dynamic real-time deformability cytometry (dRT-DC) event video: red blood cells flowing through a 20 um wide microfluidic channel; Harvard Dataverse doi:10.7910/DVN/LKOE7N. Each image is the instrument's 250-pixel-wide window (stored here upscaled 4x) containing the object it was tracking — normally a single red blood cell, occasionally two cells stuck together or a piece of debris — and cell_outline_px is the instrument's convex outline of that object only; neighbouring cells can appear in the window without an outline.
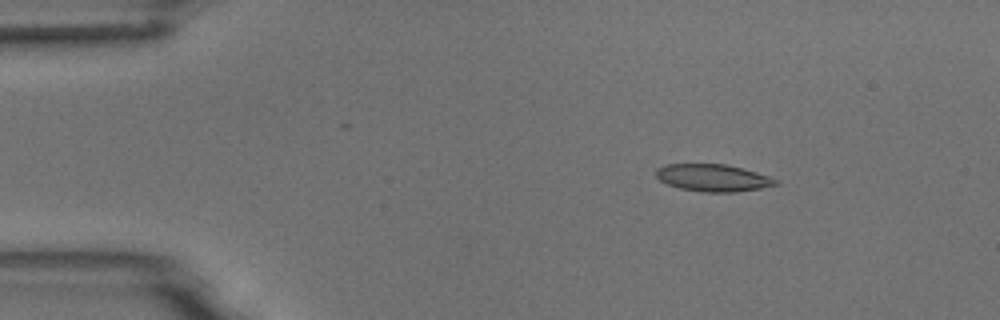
{"species": "common noctule bat (a hibernating species)", "species_latin": "Nyctalus noctula", "temperature_condition": "room temperature", "stored_images_in_passage": 47, "camera_frame_rate_fps": 3000, "um_per_image_px": 0.085, "animal": {"sex": "male", "body_mass_g": 18.8}, "frame": {"image": 1, "passage_image": 1, "time_ms": 0.0, "image_size_px": [1000, 320], "cell_outline_px": [[780, 184], [760, 188], [736, 192], [704, 192], [680, 188], [668, 184], [660, 180], [656, 176], [656, 168], [668, 164], [728, 164], [744, 168], [780, 180]], "centroid_in_image_um": [60.64, 15.11], "position_along_channel_um": 24.4, "area_um2": 19.02}}
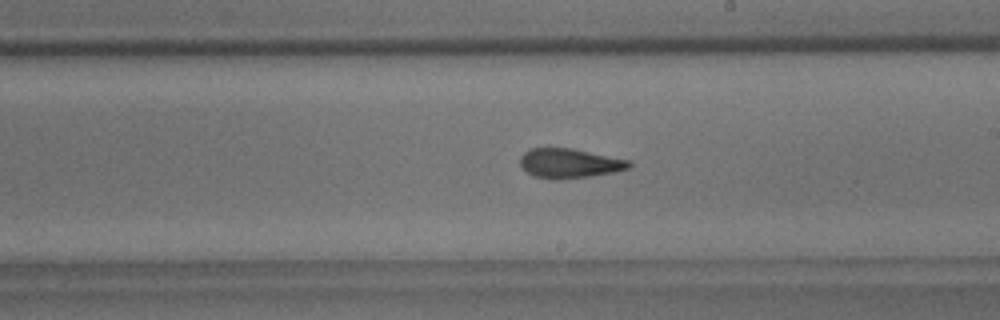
{"frame": {"image": 2, "passage_image": 24, "time_ms": 7.667, "image_size_px": [1000, 320], "cell_outline_px": [[632, 164], [628, 168], [616, 172], [560, 180], [556, 180], [532, 176], [520, 164], [520, 156], [528, 148], [572, 148], [628, 160]], "centroid_in_image_um": [48.37, 13.88], "position_along_channel_um": 240.6, "area_um2": 18.73}}
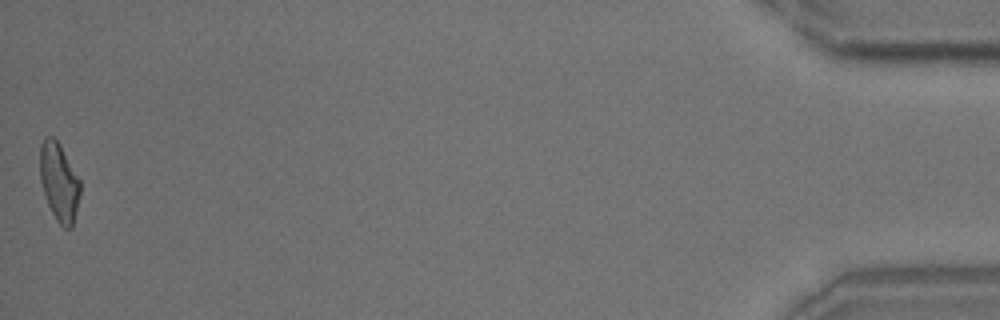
{"frame": {"image": 3, "passage_image": 47, "time_ms": 15.333, "image_size_px": [1000, 320], "cell_outline_px": [[80, 192], [72, 228], [64, 228], [56, 220], [48, 204], [40, 180], [40, 144], [44, 136], [52, 136], [60, 144], [80, 180]], "centroid_in_image_um": [5.01, 15.44], "position_along_channel_um": 430.2, "area_um2": 18.21}, "authors_computed_cell_mechanics": {"area_um2": 18.9006, "velocity_mm_per_s": 3.7185, "shape_relaxation_time_tau1_ms": 6.9281, "shape_relaxation_time_tau2_ms": 2.2075, "deformation_change_tau1": 0.1864, "deformation_change_tau2": 0.1064}}